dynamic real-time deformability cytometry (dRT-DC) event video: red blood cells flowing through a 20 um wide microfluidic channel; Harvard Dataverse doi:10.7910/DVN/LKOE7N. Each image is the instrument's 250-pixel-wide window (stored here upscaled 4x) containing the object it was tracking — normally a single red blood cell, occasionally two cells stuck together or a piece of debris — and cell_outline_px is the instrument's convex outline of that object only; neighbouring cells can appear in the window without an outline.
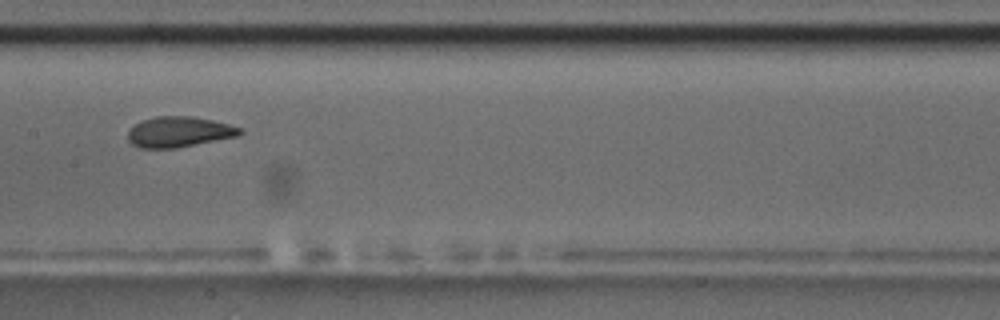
{"species": "common noctule bat (a hibernating species)", "species_latin": "Nyctalus noctula", "temperature_condition": "room temperature", "stored_images_in_passage": 9, "camera_frame_rate_fps": 3000, "um_per_image_px": 0.085, "animal": {"sex": "male", "body_mass_g": 17.5, "forearm_length_mm": 52.3}, "frame": {"image": 1, "passage_image": 6, "time_ms": 5.667, "image_size_px": [1000, 320], "cell_outline_px": [[244, 132], [240, 136], [176, 148], [140, 148], [132, 144], [128, 140], [128, 132], [136, 124], [144, 120], [156, 116], [192, 116], [212, 120], [228, 124], [240, 128]], "centroid_in_image_um": [15.25, 11.22], "position_along_channel_um": 192.2, "area_um2": 19.88}}